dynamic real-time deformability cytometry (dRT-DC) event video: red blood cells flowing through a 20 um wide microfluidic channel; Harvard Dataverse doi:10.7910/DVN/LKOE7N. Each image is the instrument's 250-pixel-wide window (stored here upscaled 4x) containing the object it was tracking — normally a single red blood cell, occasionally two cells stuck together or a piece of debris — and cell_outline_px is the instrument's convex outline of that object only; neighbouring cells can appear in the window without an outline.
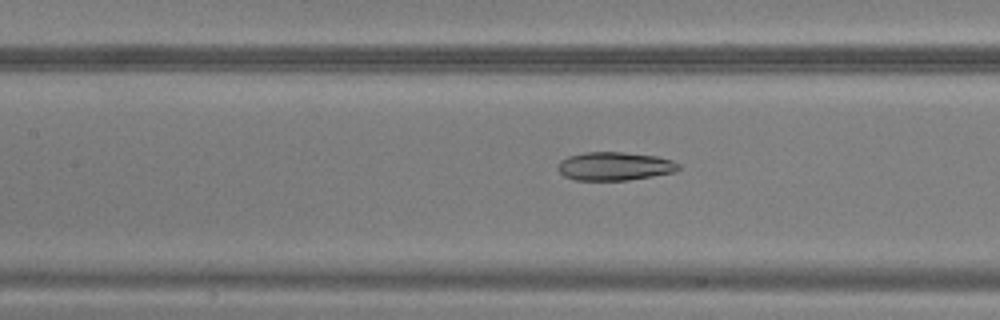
{"species": "common noctule bat (a hibernating species)", "species_latin": "Nyctalus noctula", "temperature_condition": "warm", "stored_images_in_passage": 43, "camera_frame_rate_fps": 3000, "um_per_image_px": 0.085, "animal": {"sex": "male", "body_mass_g": 20.5, "forearm_length_mm": 52.5}, "frame": {"image": 1, "passage_image": 16, "time_ms": 5.0, "image_size_px": [1000, 320], "cell_outline_px": [[680, 168], [676, 172], [628, 180], [576, 180], [564, 176], [556, 168], [560, 160], [568, 156], [584, 152], [624, 152], [656, 156], [672, 160], [680, 164]], "centroid_in_image_um": [52.24, 14.12], "position_along_channel_um": 155.2, "area_um2": 20.11}}
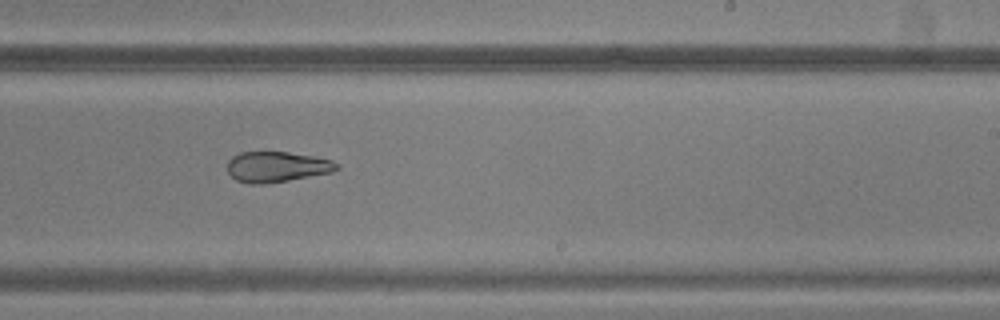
{"frame": {"image": 2, "passage_image": 24, "time_ms": 7.667, "image_size_px": [1000, 320], "cell_outline_px": [[340, 168], [332, 172], [268, 184], [248, 184], [236, 180], [228, 172], [228, 160], [232, 156], [240, 152], [288, 152], [312, 156], [332, 160], [340, 164]], "centroid_in_image_um": [23.53, 14.18], "position_along_channel_um": 265.5, "area_um2": 19.59}}
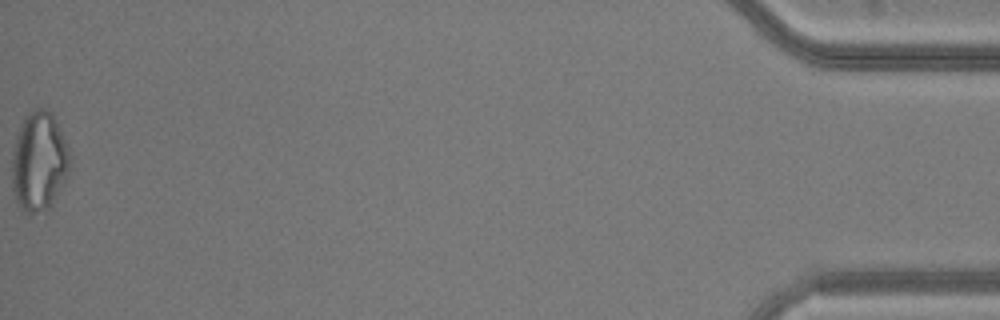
{"frame": {"image": 3, "passage_image": 43, "time_ms": 14.0, "image_size_px": [1000, 320], "cell_outline_px": [[72, 164], [68, 176], [52, 204], [48, 208], [32, 212], [28, 212], [20, 208], [16, 200], [12, 188], [12, 152], [16, 136], [24, 116], [32, 108], [48, 108], [52, 112], [56, 120], [72, 156]], "centroid_in_image_um": [3.34, 13.67], "position_along_channel_um": 431.9, "area_um2": 33.99}}